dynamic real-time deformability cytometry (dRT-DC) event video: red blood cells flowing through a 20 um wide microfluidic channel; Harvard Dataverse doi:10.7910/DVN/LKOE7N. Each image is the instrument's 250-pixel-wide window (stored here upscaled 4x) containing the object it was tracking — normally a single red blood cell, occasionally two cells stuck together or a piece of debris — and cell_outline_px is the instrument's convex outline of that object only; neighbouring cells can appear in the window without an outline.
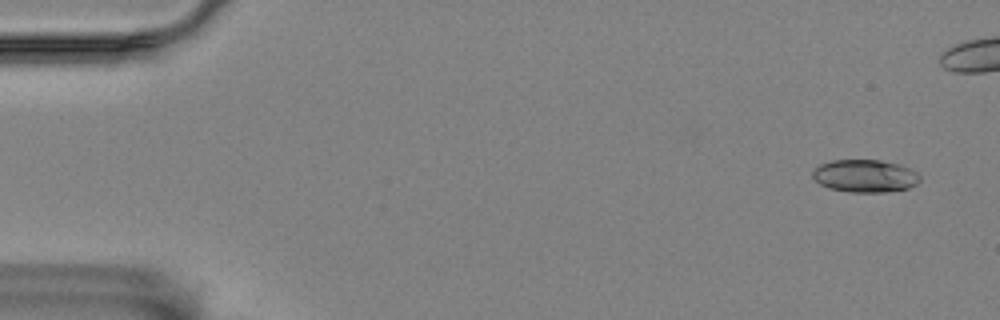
{"species": "Egyptian fruit bat (a non-hibernating species)", "species_latin": "Rousettus aegyptiacus", "temperature_condition": "room temperature", "stored_images_in_passage": 47, "camera_frame_rate_fps": 3000, "um_per_image_px": 0.085, "animal": {"sex": "female"}, "frame": {"image": 1, "passage_image": 1, "time_ms": 0.0, "image_size_px": [1000, 320], "cell_outline_px": [[920, 180], [916, 184], [908, 188], [884, 192], [848, 192], [828, 188], [820, 184], [812, 176], [812, 172], [820, 164], [832, 160], [880, 160], [896, 164], [908, 168], [916, 172], [920, 176]], "centroid_in_image_um": [73.5, 14.96], "position_along_channel_um": 11.5, "area_um2": 20.29}}
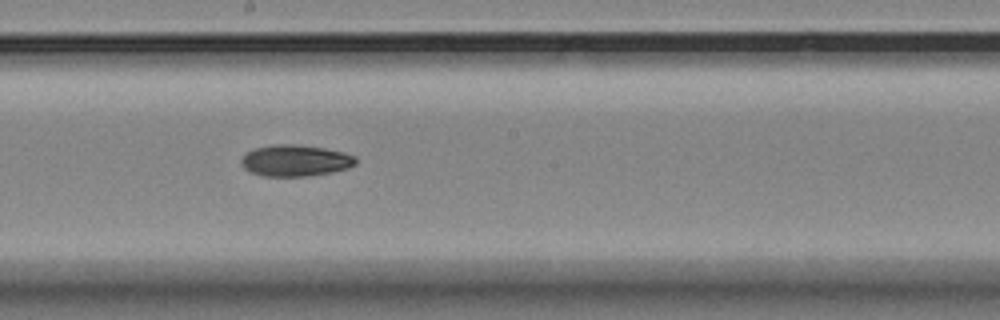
{"frame": {"image": 2, "passage_image": 29, "time_ms": 9.333, "image_size_px": [1000, 320], "cell_outline_px": [[356, 164], [348, 168], [332, 172], [308, 176], [264, 176], [252, 172], [244, 168], [240, 164], [240, 160], [248, 152], [256, 148], [276, 144], [292, 144], [324, 148], [344, 152], [356, 156]], "centroid_in_image_um": [25.13, 13.65], "position_along_channel_um": 223.1, "area_um2": 20.87}}
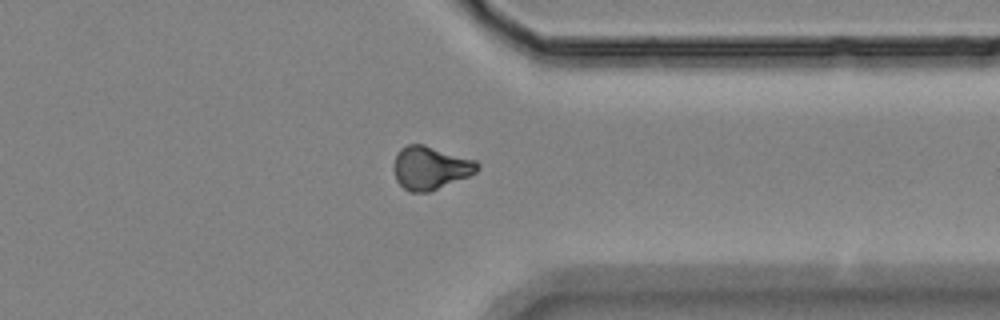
{"frame": {"image": 3, "passage_image": 42, "time_ms": 13.667, "image_size_px": [1000, 320], "cell_outline_px": [[480, 168], [476, 172], [468, 176], [428, 192], [408, 192], [396, 180], [392, 168], [396, 152], [400, 148], [408, 144], [424, 144], [476, 160], [480, 164]], "centroid_in_image_um": [36.55, 14.25], "position_along_channel_um": 374.8, "area_um2": 21.21}}